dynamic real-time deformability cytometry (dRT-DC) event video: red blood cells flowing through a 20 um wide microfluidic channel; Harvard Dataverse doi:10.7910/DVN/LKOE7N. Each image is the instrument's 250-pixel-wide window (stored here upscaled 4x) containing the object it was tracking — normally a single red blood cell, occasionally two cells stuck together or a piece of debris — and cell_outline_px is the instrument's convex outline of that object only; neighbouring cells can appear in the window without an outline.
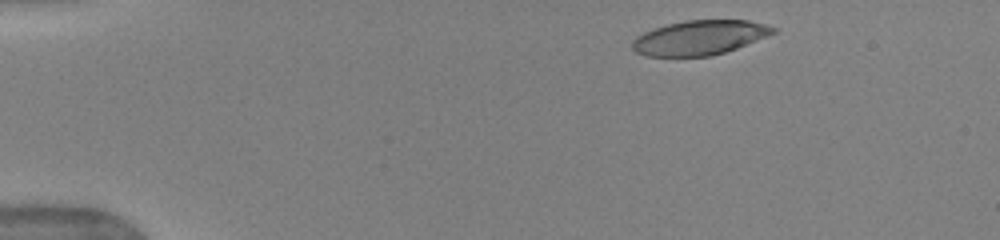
{"species": "human", "species_latin": "Homo sapiens", "temperature_condition": "warm", "stored_images_in_passage": 46, "camera_frame_rate_fps": 3000, "um_per_image_px": 0.085, "donor": {"sex": "female"}, "frame": {"image": 1, "passage_image": 3, "time_ms": 0.667, "image_size_px": [1000, 240], "cell_outline_px": [[776, 32], [736, 48], [712, 56], [644, 56], [636, 52], [632, 48], [632, 40], [636, 36], [652, 28], [684, 20], [748, 20], [764, 24], [776, 28]], "centroid_in_image_um": [59.42, 3.2], "position_along_channel_um": 25.6, "area_um2": 28.26}}
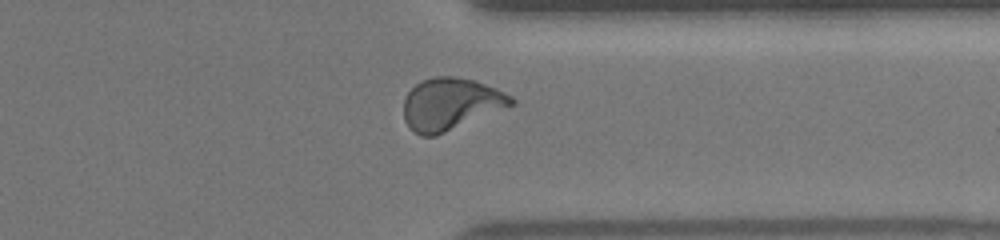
{"frame": {"image": 2, "passage_image": 36, "time_ms": 11.667, "image_size_px": [1000, 240], "cell_outline_px": [[516, 104], [436, 136], [420, 136], [404, 120], [404, 100], [408, 92], [420, 80], [432, 76], [456, 76], [472, 80], [496, 88], [512, 96], [516, 100]], "centroid_in_image_um": [38.32, 8.83], "position_along_channel_um": 373.1, "area_um2": 32.66}}
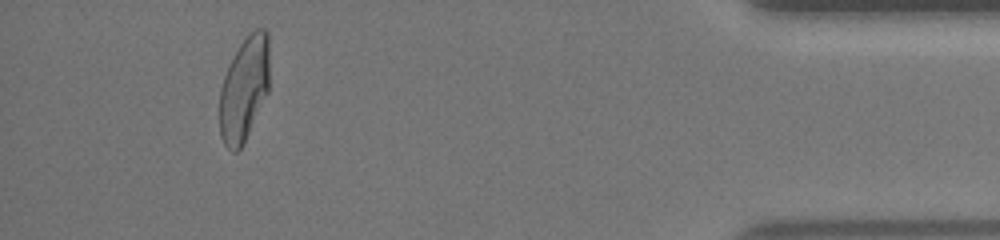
{"frame": {"image": 3, "passage_image": 43, "time_ms": 14.0, "image_size_px": [1000, 240], "cell_outline_px": [[268, 92], [244, 144], [236, 152], [232, 152], [224, 144], [220, 136], [220, 88], [224, 76], [232, 56], [240, 44], [256, 28], [264, 28], [268, 32]], "centroid_in_image_um": [20.75, 7.58], "position_along_channel_um": 414.5, "area_um2": 30.29}, "authors_computed_cell_mechanics": {"area_um2": 31.1253, "velocity_mm_per_s": 3.9647, "shape_relaxation_time_tau1_ms": 5.4898, "shape_relaxation_time_tau2_ms": 1.0072, "deformation_change_tau1": 0.2362, "deformation_change_tau2": 0.0786}}